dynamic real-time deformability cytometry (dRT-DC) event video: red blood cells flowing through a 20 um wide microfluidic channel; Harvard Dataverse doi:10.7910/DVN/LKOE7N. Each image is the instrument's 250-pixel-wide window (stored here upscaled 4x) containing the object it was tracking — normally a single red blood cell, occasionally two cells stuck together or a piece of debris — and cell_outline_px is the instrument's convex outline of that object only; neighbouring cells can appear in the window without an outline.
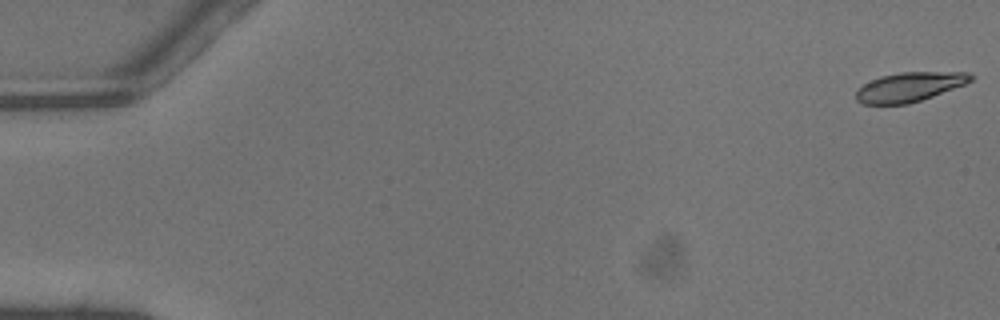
{"species": "common noctule bat (a hibernating species)", "species_latin": "Nyctalus noctula", "temperature_condition": "warm", "stored_images_in_passage": 47, "camera_frame_rate_fps": 3000, "um_per_image_px": 0.085, "animal": {"sex": "male", "body_mass_g": 13.3}, "frame": {"image": 1, "passage_image": 1, "time_ms": 0.0, "image_size_px": [1000, 320], "cell_outline_px": [[976, 76], [972, 80], [964, 84], [932, 96], [908, 104], [864, 104], [856, 100], [856, 92], [864, 84], [880, 76], [900, 72], [968, 72]], "centroid_in_image_um": [77.32, 7.38], "position_along_channel_um": 7.7, "area_um2": 19.42}}
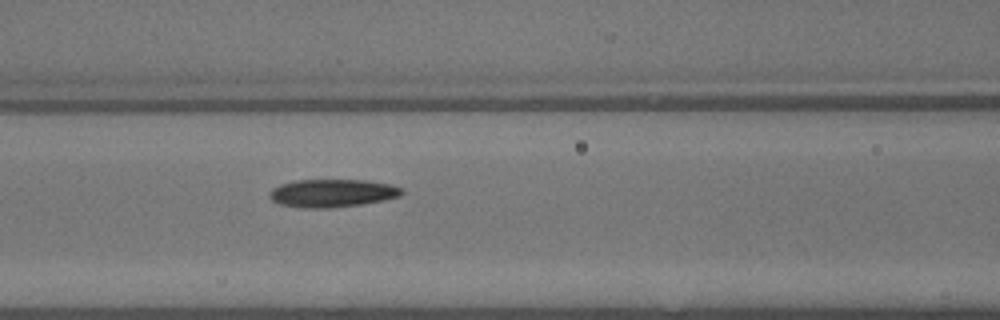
{"frame": {"image": 2, "passage_image": 21, "time_ms": 6.667, "image_size_px": [1000, 320], "cell_outline_px": [[404, 192], [400, 196], [384, 200], [364, 204], [332, 208], [304, 208], [280, 204], [272, 200], [268, 196], [272, 188], [280, 184], [296, 180], [368, 180], [388, 184], [404, 188]], "centroid_in_image_um": [28.26, 16.42], "position_along_channel_um": 138.3, "area_um2": 21.73}}
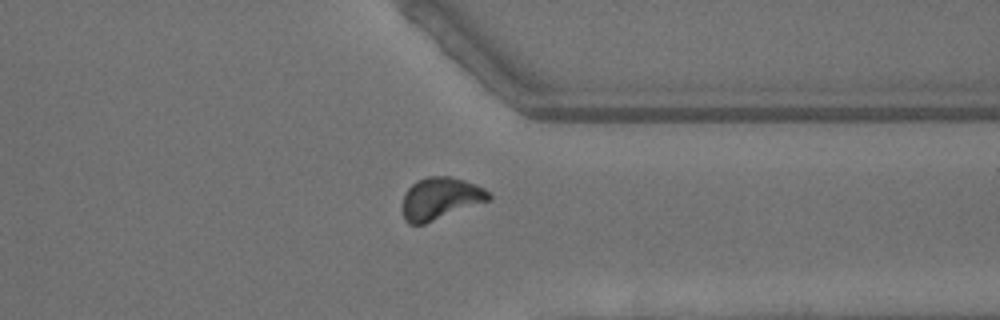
{"frame": {"image": 3, "passage_image": 37, "time_ms": 12.0, "image_size_px": [1000, 320], "cell_outline_px": [[492, 196], [488, 200], [424, 224], [408, 224], [404, 220], [404, 192], [416, 180], [428, 176], [448, 176], [464, 180], [484, 188]], "centroid_in_image_um": [37.4, 16.85], "position_along_channel_um": 374.0, "area_um2": 20.81}, "authors_computed_cell_mechanics": {"area_um2": 20.6346, "velocity_mm_per_s": 4.4699, "shape_relaxation_time_tau1_ms": 4.117, "shape_relaxation_time_tau2_ms": 4.0631, "deformation_change_tau1": 0.1538, "deformation_change_tau2": 0.119}}